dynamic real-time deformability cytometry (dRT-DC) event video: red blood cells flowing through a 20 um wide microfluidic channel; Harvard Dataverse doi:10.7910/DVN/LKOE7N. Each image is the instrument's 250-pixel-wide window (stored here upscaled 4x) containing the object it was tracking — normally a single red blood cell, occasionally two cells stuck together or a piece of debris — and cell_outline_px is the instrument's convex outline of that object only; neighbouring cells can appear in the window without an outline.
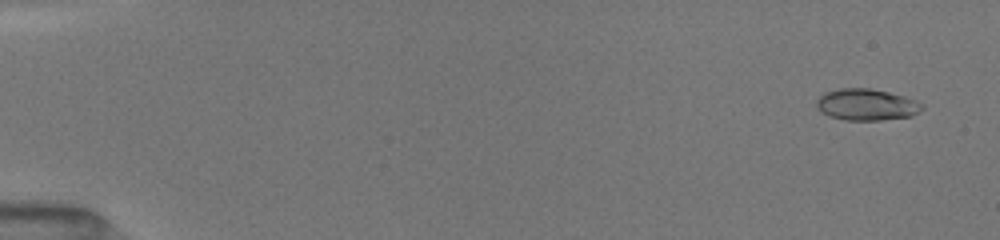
{"species": "common noctule bat (a hibernating species)", "species_latin": "Nyctalus noctula", "temperature_condition": "room temperature", "stored_images_in_passage": 51, "camera_frame_rate_fps": 3000, "um_per_image_px": 0.085, "animal": {"sex": "female", "body_mass_g": 19.5, "forearm_length_mm": 54.1}, "frame": {"image": 1, "passage_image": 3, "time_ms": 0.667, "image_size_px": [1000, 240], "cell_outline_px": [[924, 108], [920, 112], [912, 116], [880, 120], [844, 120], [828, 116], [820, 112], [816, 108], [816, 100], [824, 92], [840, 88], [872, 88], [904, 96], [916, 100], [924, 104]], "centroid_in_image_um": [73.65, 8.89], "position_along_channel_um": 11.4, "area_um2": 19.71}}
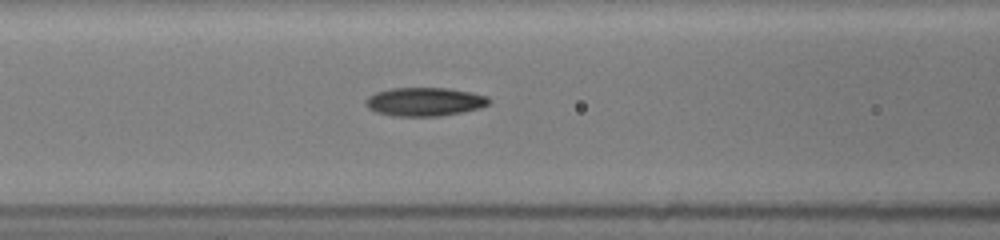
{"frame": {"image": 2, "passage_image": 23, "time_ms": 7.333, "image_size_px": [1000, 240], "cell_outline_px": [[492, 100], [488, 104], [480, 108], [464, 112], [440, 116], [392, 116], [376, 112], [368, 108], [364, 104], [364, 100], [368, 96], [376, 92], [392, 88], [448, 88], [472, 92], [488, 96]], "centroid_in_image_um": [36.1, 8.65], "position_along_channel_um": 130.5, "area_um2": 20.81}}
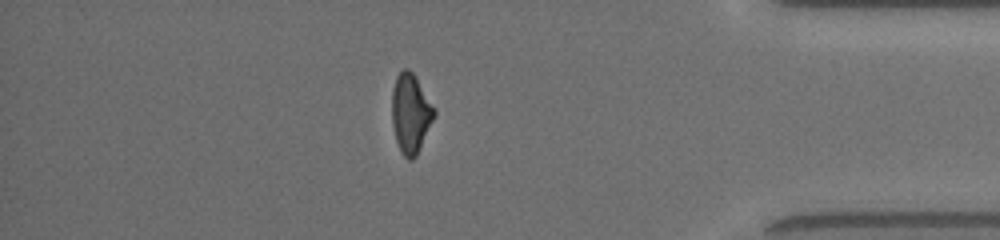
{"frame": {"image": 3, "passage_image": 45, "time_ms": 14.667, "image_size_px": [1000, 240], "cell_outline_px": [[436, 112], [416, 156], [412, 160], [408, 160], [400, 152], [396, 140], [392, 124], [392, 88], [396, 76], [404, 68], [408, 68], [412, 72], [436, 108]], "centroid_in_image_um": [34.89, 9.63], "position_along_channel_um": 400.3, "area_um2": 19.48}, "authors_computed_cell_mechanics": {"area_um2": 19.4208, "velocity_mm_per_s": 4.073, "shape_relaxation_time_tau1_ms": 3.2596, "shape_relaxation_time_tau2_ms": 2.135, "deformation_change_tau1": 0.166, "deformation_change_tau2": 0.0923}}